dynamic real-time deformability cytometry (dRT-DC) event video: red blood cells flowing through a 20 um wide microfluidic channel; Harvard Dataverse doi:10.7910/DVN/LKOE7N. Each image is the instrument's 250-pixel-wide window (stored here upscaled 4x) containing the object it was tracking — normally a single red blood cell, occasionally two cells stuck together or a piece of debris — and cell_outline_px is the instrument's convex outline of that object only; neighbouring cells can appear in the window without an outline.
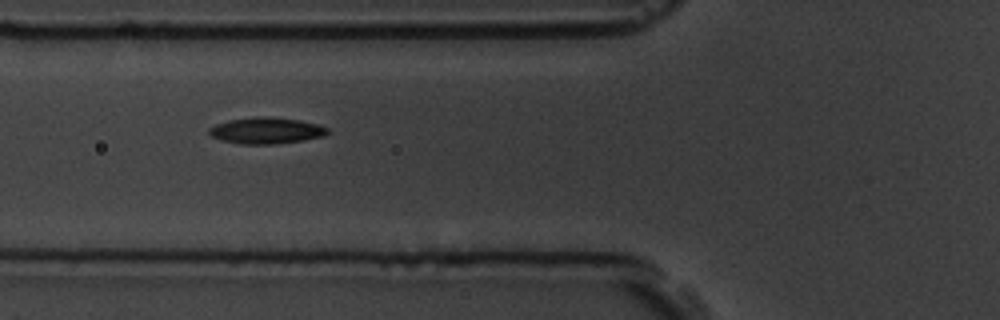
{"species": "common noctule bat (a hibernating species)", "species_latin": "Nyctalus noctula", "temperature_condition": "room temperature", "stored_images_in_passage": 6, "camera_frame_rate_fps": 3000, "um_per_image_px": 0.085, "animal": {"sex": "male", "body_mass_g": 19.5, "forearm_length_mm": 54.6}, "frame": {"image": 1, "passage_image": 5, "time_ms": 5.333, "image_size_px": [1000, 320], "cell_outline_px": [[328, 132], [324, 136], [304, 140], [276, 144], [240, 144], [224, 140], [212, 136], [208, 132], [208, 128], [216, 124], [228, 120], [256, 116], [272, 116], [300, 120], [316, 124], [328, 128]], "centroid_in_image_um": [22.63, 11.09], "position_along_channel_um": 103.2, "area_um2": 18.21}}
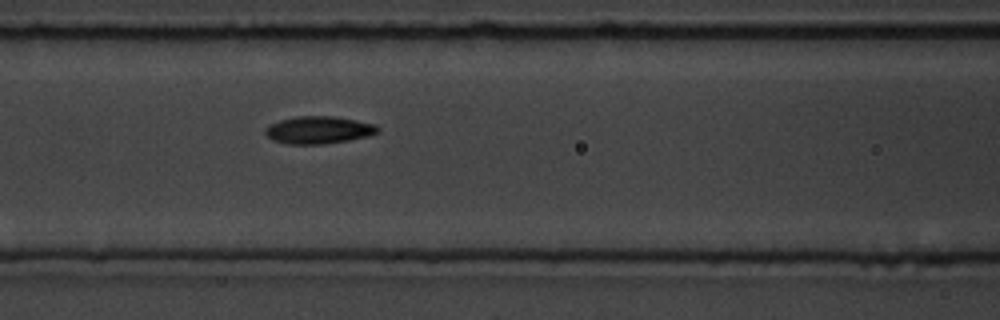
{"frame": {"image": 2, "passage_image": 6, "time_ms": 6.333, "image_size_px": [1000, 320], "cell_outline_px": [[380, 132], [368, 136], [348, 140], [324, 144], [288, 144], [272, 140], [264, 132], [264, 128], [280, 120], [296, 116], [332, 116], [356, 120], [376, 124], [380, 128]], "centroid_in_image_um": [27.1, 11.05], "position_along_channel_um": 139.5, "area_um2": 18.03}}